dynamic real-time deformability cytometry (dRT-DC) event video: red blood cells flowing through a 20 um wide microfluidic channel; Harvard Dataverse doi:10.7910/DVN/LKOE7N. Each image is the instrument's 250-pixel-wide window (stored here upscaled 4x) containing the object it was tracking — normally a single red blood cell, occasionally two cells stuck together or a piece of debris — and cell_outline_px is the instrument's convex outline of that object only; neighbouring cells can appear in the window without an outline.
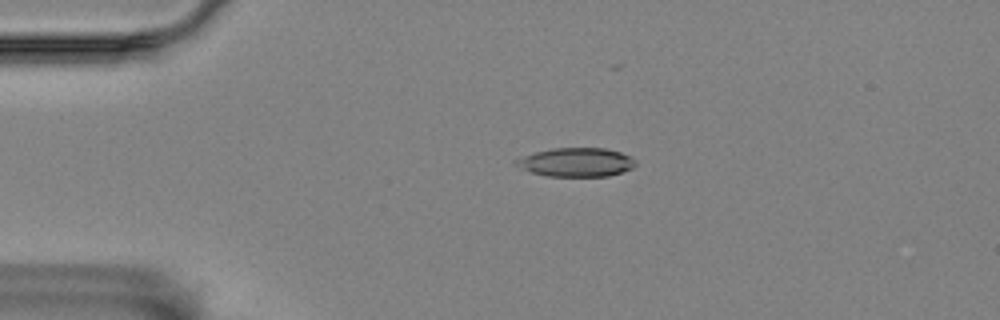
{"species": "Egyptian fruit bat (a non-hibernating species)", "species_latin": "Rousettus aegyptiacus", "temperature_condition": "room temperature", "stored_images_in_passage": 5, "camera_frame_rate_fps": 3000, "um_per_image_px": 0.085, "animal": {"sex": "female"}, "frame": {"image": 1, "passage_image": 4, "time_ms": 1.0, "image_size_px": [1000, 320], "cell_outline_px": [[636, 164], [632, 168], [608, 176], [548, 176], [532, 172], [512, 164], [512, 160], [536, 152], [552, 148], [604, 148], [620, 152], [632, 156], [636, 160]], "centroid_in_image_um": [48.98, 13.78], "position_along_channel_um": 36.0, "area_um2": 20.06}}